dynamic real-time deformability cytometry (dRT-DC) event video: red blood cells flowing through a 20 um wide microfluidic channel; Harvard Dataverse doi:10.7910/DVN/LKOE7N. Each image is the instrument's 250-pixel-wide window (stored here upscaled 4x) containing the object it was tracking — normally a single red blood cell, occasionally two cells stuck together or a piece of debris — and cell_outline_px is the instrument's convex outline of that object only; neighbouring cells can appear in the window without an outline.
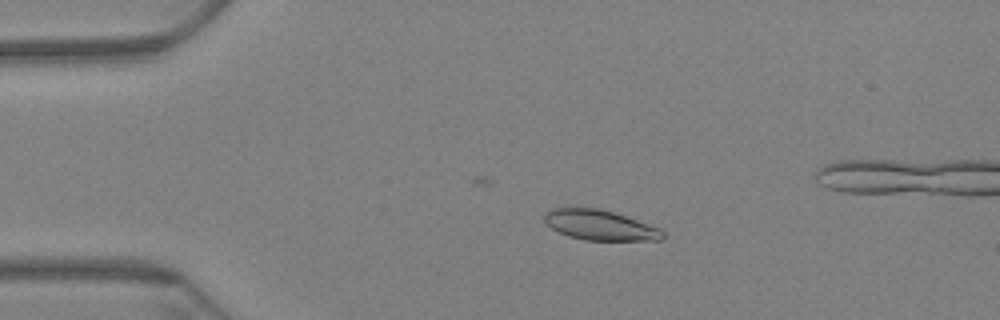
{"species": "Egyptian fruit bat (a non-hibernating species)", "species_latin": "Rousettus aegyptiacus", "temperature_condition": "warm", "stored_images_in_passage": 25, "camera_frame_rate_fps": 3000, "um_per_image_px": 0.085, "animal": {"sex": "female"}, "frame": {"image": 1, "passage_image": 14, "time_ms": 4.333, "image_size_px": [1000, 320], "cell_outline_px": [[664, 240], [584, 240], [568, 236], [552, 228], [544, 220], [544, 212], [552, 208], [568, 204], [600, 208], [660, 228], [664, 232]], "centroid_in_image_um": [50.91, 19.09], "position_along_channel_um": 34.1, "area_um2": 21.27}}
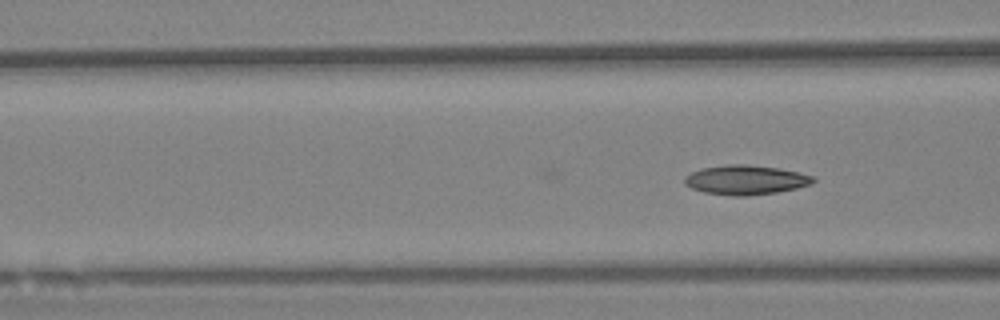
{"frame": {"image": 2, "passage_image": 25, "time_ms": 8.0, "image_size_px": [1000, 320], "cell_outline_px": [[816, 180], [812, 184], [796, 188], [776, 192], [748, 196], [732, 196], [704, 192], [692, 188], [684, 184], [684, 176], [700, 168], [728, 164], [748, 164], [780, 168], [800, 172], [812, 176]], "centroid_in_image_um": [63.38, 15.28], "position_along_channel_um": 103.2, "area_um2": 22.25}}